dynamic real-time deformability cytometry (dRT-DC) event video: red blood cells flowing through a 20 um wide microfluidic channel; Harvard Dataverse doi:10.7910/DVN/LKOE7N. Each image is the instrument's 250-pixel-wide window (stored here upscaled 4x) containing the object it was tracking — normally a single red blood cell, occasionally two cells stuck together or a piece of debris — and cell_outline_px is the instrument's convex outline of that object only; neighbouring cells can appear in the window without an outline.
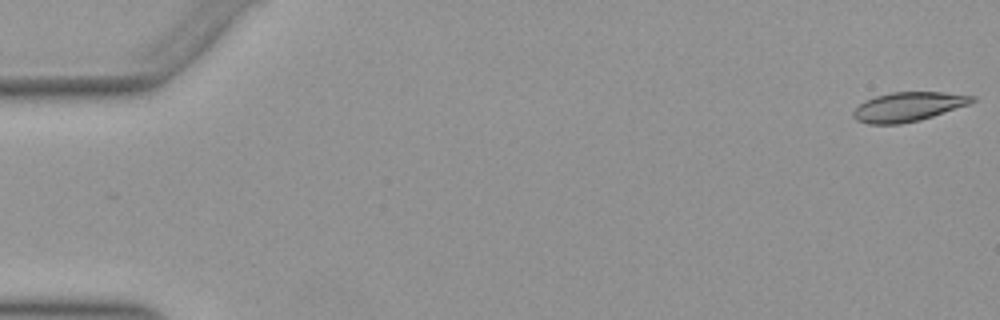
{"species": "Egyptian fruit bat (a non-hibernating species)", "species_latin": "Rousettus aegyptiacus", "temperature_condition": "warm", "stored_images_in_passage": 52, "camera_frame_rate_fps": 3000, "um_per_image_px": 0.085, "animal": {"sex": "female"}, "frame": {"image": 1, "passage_image": 1, "time_ms": 0.0, "image_size_px": [1000, 320], "cell_outline_px": [[976, 100], [968, 104], [920, 120], [900, 124], [868, 124], [856, 120], [852, 116], [852, 112], [864, 100], [876, 96], [892, 92], [944, 92], [976, 96]], "centroid_in_image_um": [77.16, 9.07], "position_along_channel_um": 7.8, "area_um2": 20.17}}
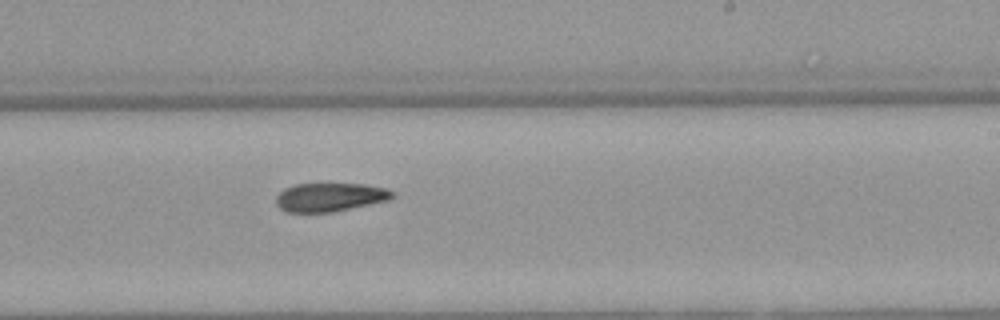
{"frame": {"image": 2, "passage_image": 32, "time_ms": 10.333, "image_size_px": [1000, 320], "cell_outline_px": [[396, 196], [388, 200], [332, 212], [288, 212], [280, 208], [276, 204], [276, 196], [284, 188], [296, 184], [364, 184], [388, 188], [396, 192]], "centroid_in_image_um": [28.08, 16.75], "position_along_channel_um": 260.9, "area_um2": 19.42}}
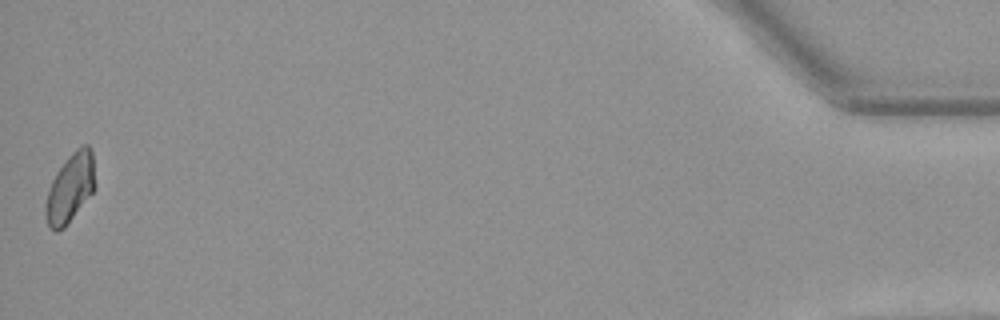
{"frame": {"image": 3, "passage_image": 52, "time_ms": 17.0, "image_size_px": [1000, 320], "cell_outline_px": [[96, 184], [92, 192], [64, 228], [56, 232], [48, 224], [44, 212], [48, 192], [52, 180], [56, 172], [68, 156], [80, 144], [88, 144], [92, 152]], "centroid_in_image_um": [5.98, 15.94], "position_along_channel_um": 429.2, "area_um2": 19.71}}